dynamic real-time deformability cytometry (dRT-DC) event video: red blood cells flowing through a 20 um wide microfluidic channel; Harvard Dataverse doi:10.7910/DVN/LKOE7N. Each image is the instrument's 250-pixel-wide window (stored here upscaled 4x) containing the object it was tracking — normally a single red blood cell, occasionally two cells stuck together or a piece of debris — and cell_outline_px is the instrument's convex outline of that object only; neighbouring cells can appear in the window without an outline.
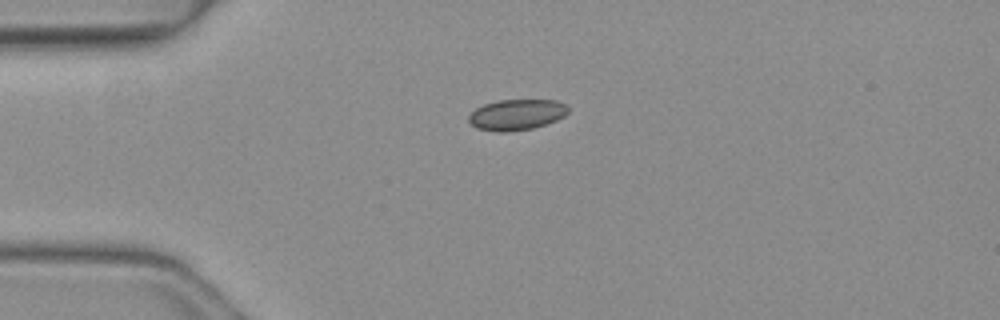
{"species": "common noctule bat (a hibernating species)", "species_latin": "Nyctalus noctula", "temperature_condition": "warm", "stored_images_in_passage": 3, "camera_frame_rate_fps": 3000, "um_per_image_px": 0.085, "animal": {"sex": "female", "body_mass_g": 19.3, "forearm_length_mm": 54.1}, "frame": {"image": 1, "passage_image": 1, "time_ms": 0.0, "image_size_px": [1000, 320], "cell_outline_px": [[568, 112], [564, 116], [556, 120], [532, 128], [508, 132], [496, 132], [476, 128], [468, 120], [468, 116], [476, 108], [484, 104], [500, 100], [556, 100], [564, 104], [568, 108]], "centroid_in_image_um": [43.89, 9.75], "position_along_channel_um": 41.1, "area_um2": 17.74}}